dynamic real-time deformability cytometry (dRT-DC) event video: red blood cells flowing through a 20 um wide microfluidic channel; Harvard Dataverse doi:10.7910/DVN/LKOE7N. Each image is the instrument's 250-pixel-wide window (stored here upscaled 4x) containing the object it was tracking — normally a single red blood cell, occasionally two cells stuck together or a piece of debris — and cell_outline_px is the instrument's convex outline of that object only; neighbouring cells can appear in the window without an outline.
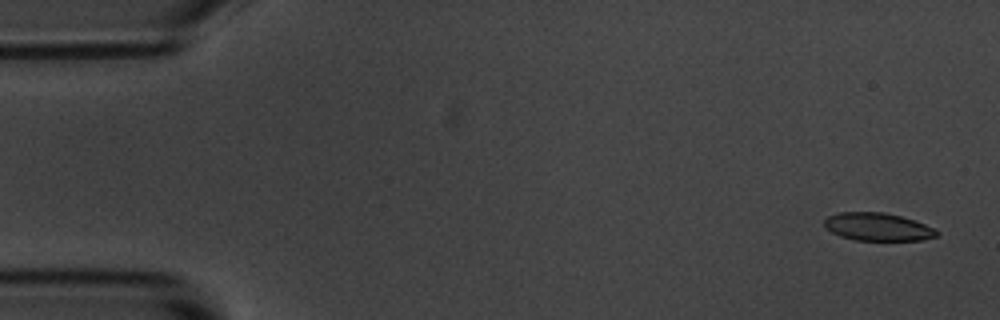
{"species": "common noctule bat (a hibernating species)", "species_latin": "Nyctalus noctula", "temperature_condition": "room temperature", "stored_images_in_passage": 10, "camera_frame_rate_fps": 3000, "um_per_image_px": 0.085, "animal": {"sex": "male", "body_mass_g": 20.1, "forearm_length_mm": 53.5}, "frame": {"image": 1, "passage_image": 1, "time_ms": 0.0, "image_size_px": [1000, 320], "cell_outline_px": [[940, 232], [936, 236], [920, 240], [856, 240], [840, 236], [824, 228], [824, 220], [828, 216], [840, 212], [884, 212], [900, 216], [936, 228]], "centroid_in_image_um": [74.59, 19.28], "position_along_channel_um": 10.4, "area_um2": 18.21}}
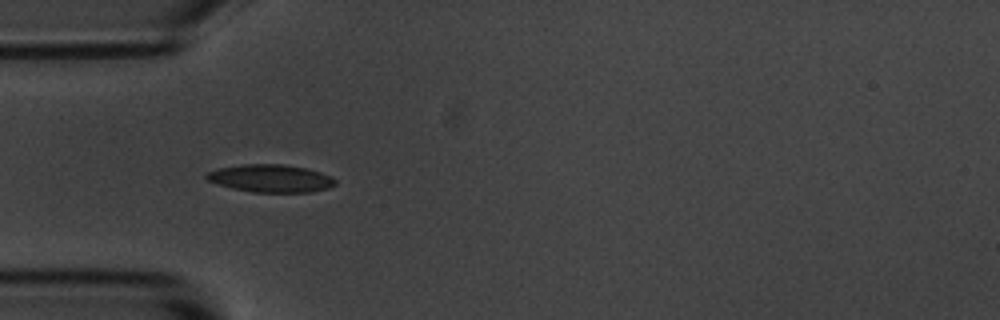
{"frame": {"image": 2, "passage_image": 5, "time_ms": 1.333, "image_size_px": [1000, 320], "cell_outline_px": [[336, 184], [328, 188], [312, 192], [252, 192], [232, 188], [216, 184], [208, 180], [204, 176], [208, 172], [220, 168], [240, 164], [284, 164], [304, 168], [320, 172], [332, 176], [336, 180]], "centroid_in_image_um": [23.01, 15.16], "position_along_channel_um": 62.0, "area_um2": 20.81}}
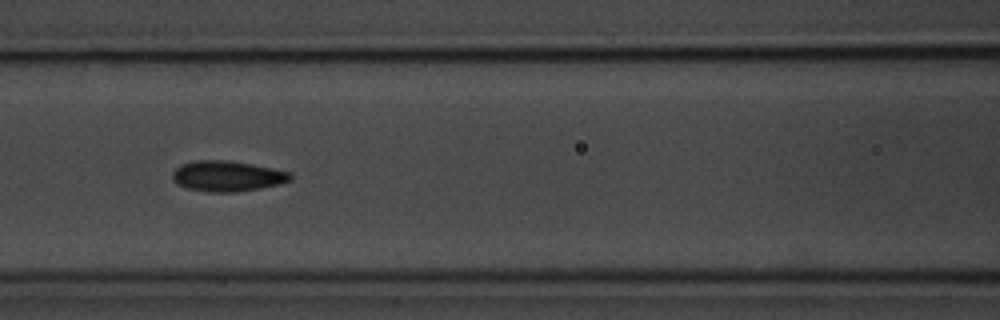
{"frame": {"image": 3, "passage_image": 7, "time_ms": 2.0, "image_size_px": [1000, 320], "cell_outline_px": [[292, 180], [280, 184], [260, 188], [236, 192], [208, 192], [184, 188], [176, 184], [172, 176], [172, 172], [180, 164], [196, 160], [228, 160], [252, 164], [292, 172]], "centroid_in_image_um": [19.31, 14.97], "position_along_channel_um": 147.3, "area_um2": 21.27}}